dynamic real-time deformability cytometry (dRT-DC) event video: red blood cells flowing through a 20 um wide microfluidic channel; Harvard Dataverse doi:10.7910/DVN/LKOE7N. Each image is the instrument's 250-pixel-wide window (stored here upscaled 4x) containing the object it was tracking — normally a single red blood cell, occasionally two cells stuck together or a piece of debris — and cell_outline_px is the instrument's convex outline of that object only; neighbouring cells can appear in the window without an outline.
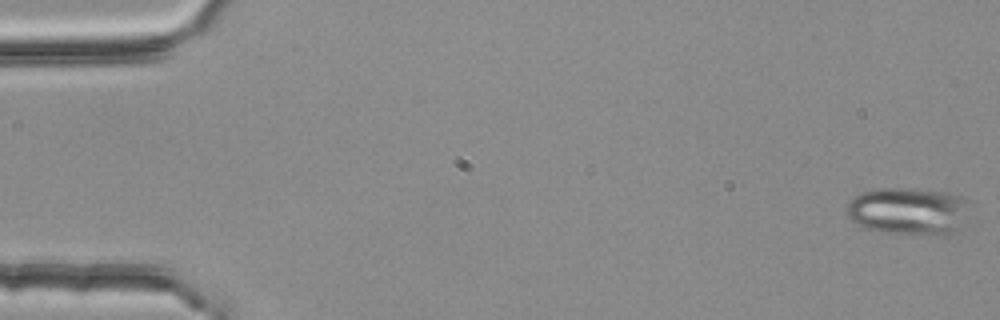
{"species": "common noctule bat (a hibernating species)", "species_latin": "Nyctalus noctula", "temperature_condition": "room temperature", "stored_images_in_passage": 5, "camera_frame_rate_fps": 3000, "um_per_image_px": 0.085, "animal": {"sex": "female", "body_mass_g": 25.1}, "frame": {"image": 1, "passage_image": 1, "time_ms": 0.0, "image_size_px": [1000, 320], "cell_outline_px": [[964, 200], [960, 228], [956, 232], [936, 236], [876, 232], [852, 220], [848, 216], [844, 208], [848, 200], [864, 192], [876, 188], [912, 188], [944, 192], [956, 196]], "centroid_in_image_um": [77.09, 17.96], "position_along_channel_um": 7.9, "area_um2": 33.58}}